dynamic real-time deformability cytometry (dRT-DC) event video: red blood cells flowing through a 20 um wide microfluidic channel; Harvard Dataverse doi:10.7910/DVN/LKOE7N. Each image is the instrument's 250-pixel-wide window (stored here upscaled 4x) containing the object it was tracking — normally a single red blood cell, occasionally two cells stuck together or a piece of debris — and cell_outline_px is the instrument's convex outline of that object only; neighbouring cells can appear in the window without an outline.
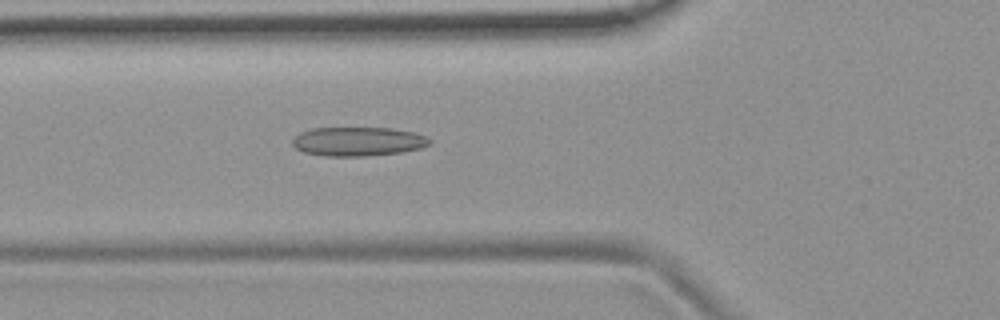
{"species": "common noctule bat (a hibernating species)", "species_latin": "Nyctalus noctula", "temperature_condition": "room temperature", "stored_images_in_passage": 53, "camera_frame_rate_fps": 3000, "um_per_image_px": 0.085, "animal": {"sex": "female", "body_mass_g": 19.9}, "frame": {"image": 1, "passage_image": 19, "time_ms": 6.0, "image_size_px": [1000, 320], "cell_outline_px": [[432, 144], [420, 148], [400, 152], [364, 156], [324, 156], [304, 152], [296, 148], [292, 144], [292, 140], [300, 132], [312, 128], [392, 128], [416, 132], [432, 140]], "centroid_in_image_um": [30.44, 12.02], "position_along_channel_um": 95.4, "area_um2": 23.24}}
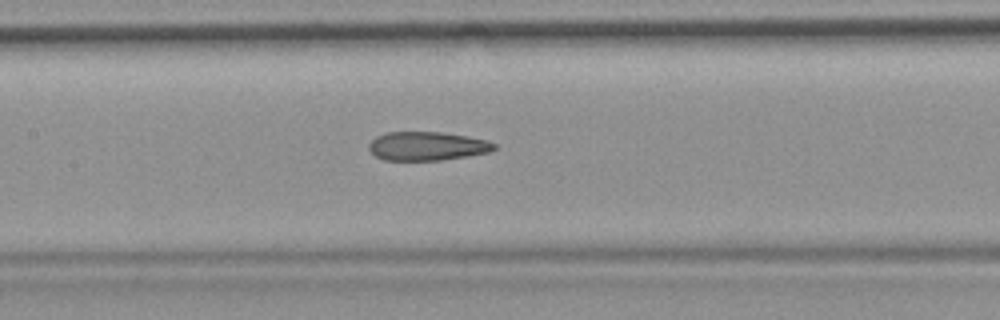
{"frame": {"image": 2, "passage_image": 25, "time_ms": 8.0, "image_size_px": [1000, 320], "cell_outline_px": [[496, 148], [488, 152], [468, 156], [440, 160], [384, 160], [376, 156], [368, 148], [368, 144], [376, 136], [388, 132], [440, 132], [488, 140], [496, 144]], "centroid_in_image_um": [36.29, 12.42], "position_along_channel_um": 171.1, "area_um2": 20.87}}
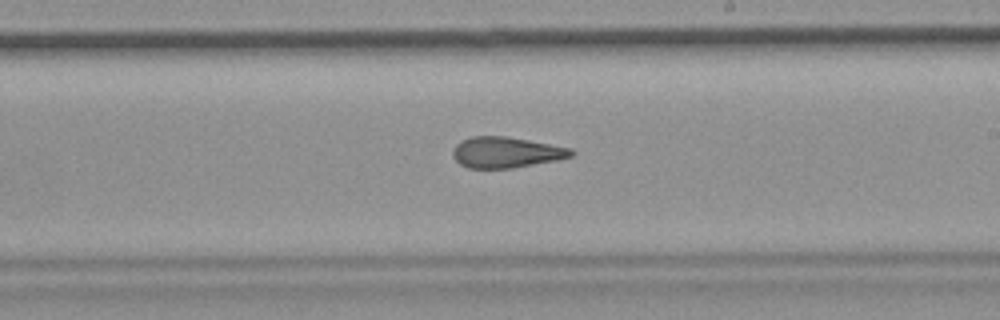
{"frame": {"image": 3, "passage_image": 31, "time_ms": 10.0, "image_size_px": [1000, 320], "cell_outline_px": [[576, 152], [572, 156], [556, 160], [512, 168], [468, 168], [460, 164], [452, 156], [452, 152], [456, 144], [460, 140], [472, 136], [508, 136], [572, 148]], "centroid_in_image_um": [43.01, 12.94], "position_along_channel_um": 246.0, "area_um2": 21.39}, "authors_computed_cell_mechanics": {"area_um2": 22.4264, "velocity_mm_per_s": 3.765, "shape_relaxation_time_tau1_ms": null, "shape_relaxation_time_tau2_ms": 2.307, "deformation_change_tau1": null, "deformation_change_tau2": 0.1084}}